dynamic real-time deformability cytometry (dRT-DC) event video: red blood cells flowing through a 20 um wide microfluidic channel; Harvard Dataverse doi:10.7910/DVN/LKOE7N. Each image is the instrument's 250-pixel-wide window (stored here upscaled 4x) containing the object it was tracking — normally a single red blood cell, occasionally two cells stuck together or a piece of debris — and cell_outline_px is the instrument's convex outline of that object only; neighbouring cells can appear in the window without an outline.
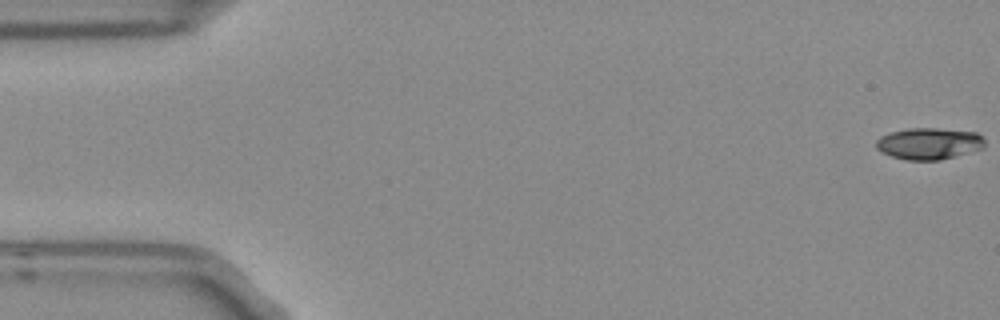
{"species": "Egyptian fruit bat (a non-hibernating species)", "species_latin": "Rousettus aegyptiacus", "temperature_condition": "room temperature", "stored_images_in_passage": 5, "camera_frame_rate_fps": 3000, "um_per_image_px": 0.085, "frame": {"image": 1, "passage_image": 1, "time_ms": 0.0, "image_size_px": [1000, 320], "cell_outline_px": [[984, 148], [956, 156], [940, 160], [908, 160], [892, 156], [880, 152], [876, 148], [876, 140], [880, 136], [888, 132], [908, 128], [936, 128], [976, 132], [984, 140]], "centroid_in_image_um": [78.93, 12.2], "position_along_channel_um": 6.1, "area_um2": 20.11}}